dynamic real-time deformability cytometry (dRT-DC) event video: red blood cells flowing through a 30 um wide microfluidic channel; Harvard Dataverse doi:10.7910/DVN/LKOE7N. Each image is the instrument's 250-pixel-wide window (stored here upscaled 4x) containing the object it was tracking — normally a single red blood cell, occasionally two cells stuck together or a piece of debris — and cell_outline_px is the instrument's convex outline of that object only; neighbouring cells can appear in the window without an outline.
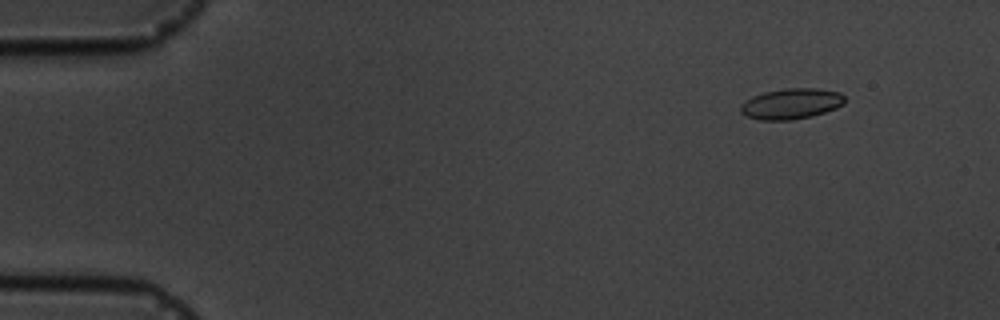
{"species": "common noctule bat (a hibernating species)", "species_latin": "Nyctalus noctula", "temperature_condition": "cold", "stored_images_in_passage": 7, "camera_frame_rate_fps": 3000, "um_per_image_px": 0.085, "animal": {"sex": "male", "body_mass_g": 19.5, "forearm_length_mm": 54.6}, "frame": {"image": 1, "passage_image": 1, "time_ms": 0.0, "image_size_px": [1000, 320], "cell_outline_px": [[844, 104], [836, 108], [812, 116], [792, 120], [760, 120], [744, 116], [740, 112], [740, 104], [752, 96], [764, 92], [784, 88], [816, 88], [840, 92], [844, 96]], "centroid_in_image_um": [67.22, 8.82], "position_along_channel_um": 17.8, "area_um2": 18.79}}
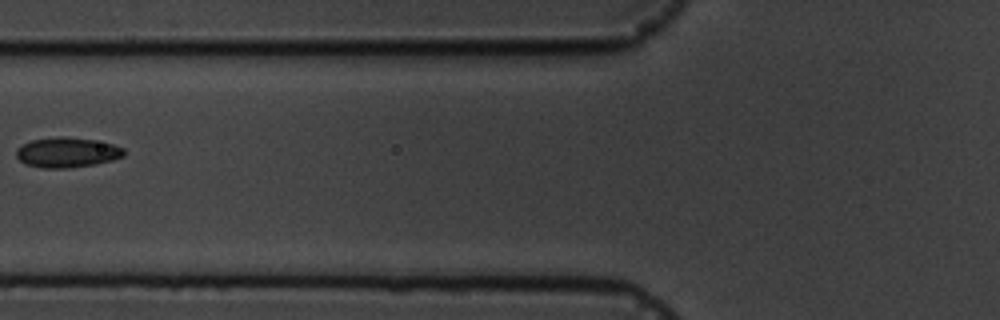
{"frame": {"image": 2, "passage_image": 5, "time_ms": 5.667, "image_size_px": [1000, 320], "cell_outline_px": [[124, 156], [112, 160], [92, 164], [68, 168], [44, 168], [24, 164], [16, 156], [16, 148], [32, 140], [60, 136], [64, 136], [92, 140], [112, 144], [124, 148]], "centroid_in_image_um": [5.67, 12.96], "position_along_channel_um": 120.1, "area_um2": 18.67}}
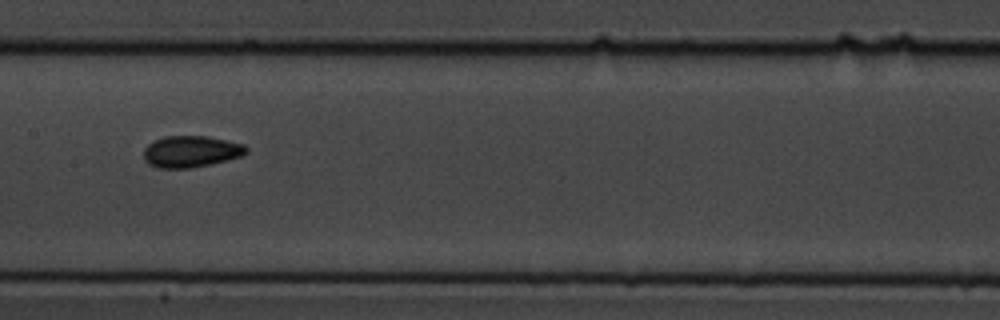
{"frame": {"image": 3, "passage_image": 7, "time_ms": 7.667, "image_size_px": [1000, 320], "cell_outline_px": [[248, 152], [240, 156], [228, 160], [212, 164], [188, 168], [160, 168], [148, 164], [144, 160], [144, 148], [148, 144], [164, 136], [208, 136], [244, 144], [248, 148]], "centroid_in_image_um": [16.24, 12.88], "position_along_channel_um": 191.2, "area_um2": 18.9}}